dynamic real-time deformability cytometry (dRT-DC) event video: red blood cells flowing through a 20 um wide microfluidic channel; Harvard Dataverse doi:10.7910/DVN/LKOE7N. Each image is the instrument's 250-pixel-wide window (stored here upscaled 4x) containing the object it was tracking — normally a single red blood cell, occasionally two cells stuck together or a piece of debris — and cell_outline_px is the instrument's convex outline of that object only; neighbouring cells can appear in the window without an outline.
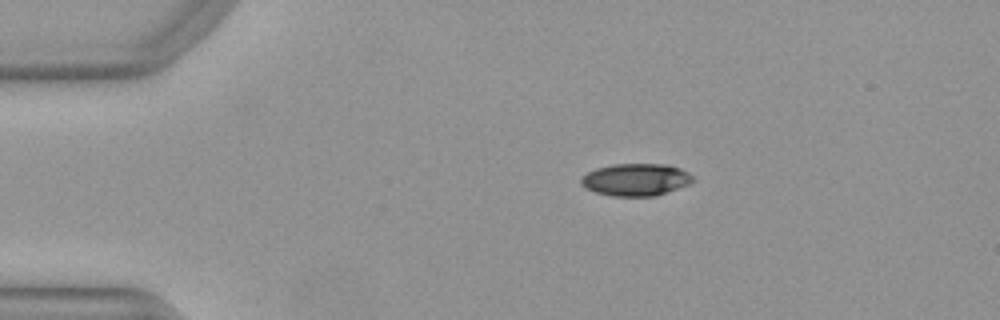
{"species": "Egyptian fruit bat (a non-hibernating species)", "species_latin": "Rousettus aegyptiacus", "temperature_condition": "warm", "stored_images_in_passage": 44, "camera_frame_rate_fps": 3000, "um_per_image_px": 0.085, "animal": {"sex": "female"}, "frame": {"image": 1, "passage_image": 3, "time_ms": 0.667, "image_size_px": [1000, 320], "cell_outline_px": [[696, 180], [688, 184], [656, 196], [612, 196], [596, 192], [584, 188], [580, 184], [580, 176], [596, 168], [612, 164], [664, 164], [680, 168], [688, 172]], "centroid_in_image_um": [54.01, 15.27], "position_along_channel_um": 31.0, "area_um2": 21.15}}
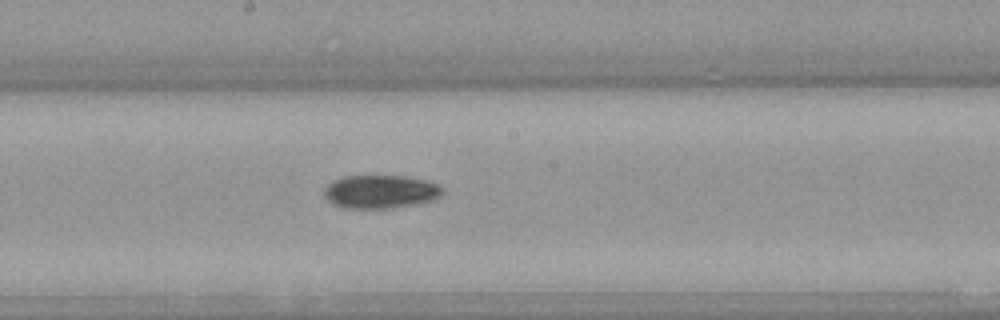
{"frame": {"image": 2, "passage_image": 21, "time_ms": 6.667, "image_size_px": [1000, 320], "cell_outline_px": [[444, 192], [440, 196], [432, 200], [392, 208], [344, 208], [332, 204], [324, 196], [324, 188], [328, 184], [344, 176], [404, 176], [424, 180], [436, 184], [444, 188]], "centroid_in_image_um": [32.32, 16.3], "position_along_channel_um": 215.9, "area_um2": 22.83}}
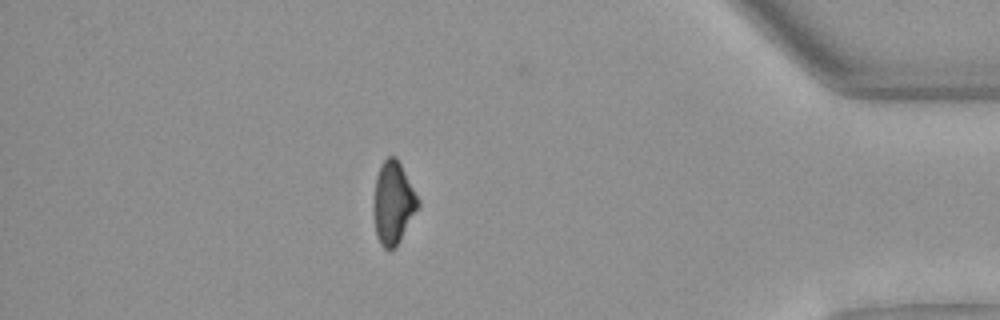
{"frame": {"image": 3, "passage_image": 38, "time_ms": 12.333, "image_size_px": [1000, 320], "cell_outline_px": [[420, 204], [400, 240], [392, 248], [384, 248], [380, 244], [376, 236], [372, 212], [372, 200], [376, 176], [380, 164], [388, 156], [396, 156], [420, 200]], "centroid_in_image_um": [33.38, 17.21], "position_along_channel_um": 401.8, "area_um2": 21.56}, "authors_computed_cell_mechanics": {"area_um2": 21.8195, "velocity_mm_per_s": 3.994, "shape_relaxation_time_tau1_ms": 7.6732, "shape_relaxation_time_tau2_ms": null, "deformation_change_tau1": 0.1978, "deformation_change_tau2": null}}